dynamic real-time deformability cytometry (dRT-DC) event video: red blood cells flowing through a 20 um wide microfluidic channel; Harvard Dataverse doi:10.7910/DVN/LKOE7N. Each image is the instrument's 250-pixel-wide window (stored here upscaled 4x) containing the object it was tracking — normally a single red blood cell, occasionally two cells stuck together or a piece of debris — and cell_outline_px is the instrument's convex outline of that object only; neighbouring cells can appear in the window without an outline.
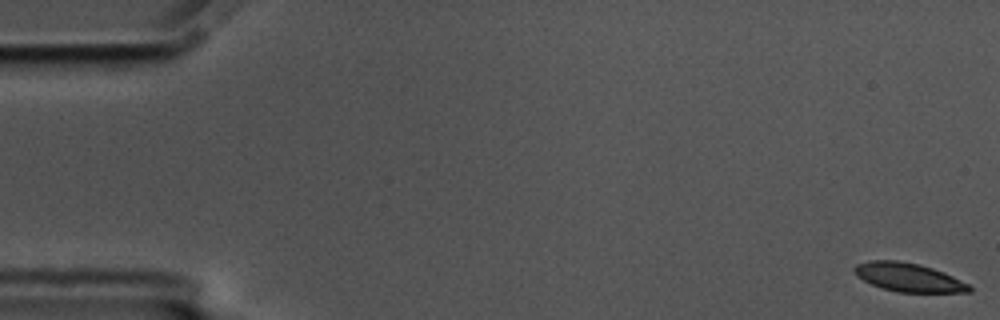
{"species": "common noctule bat (a hibernating species)", "species_latin": "Nyctalus noctula", "temperature_condition": "cold", "stored_images_in_passage": 59, "camera_frame_rate_fps": 3000, "um_per_image_px": 0.085, "animal": {"sex": "male", "body_mass_g": 17.5, "forearm_length_mm": 52.3}, "frame": {"image": 1, "passage_image": 1, "time_ms": 0.0, "image_size_px": [1000, 320], "cell_outline_px": [[972, 292], [900, 292], [884, 288], [872, 284], [856, 276], [852, 272], [852, 268], [856, 264], [868, 260], [900, 260], [920, 264], [944, 272], [968, 284], [972, 288]], "centroid_in_image_um": [77.19, 23.55], "position_along_channel_um": 7.8, "area_um2": 19.19}}
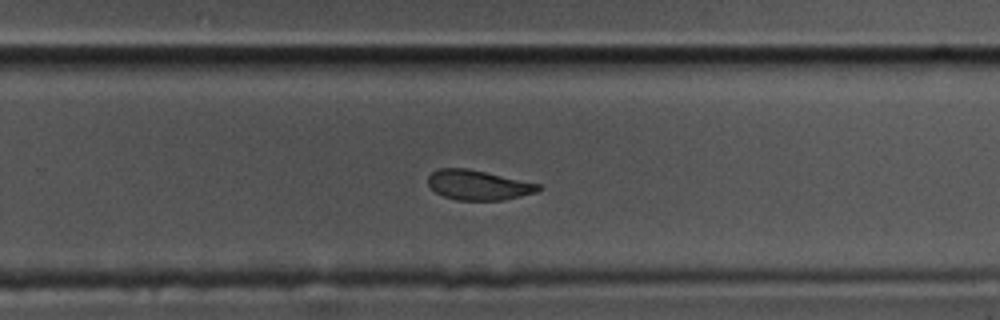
{"frame": {"image": 2, "passage_image": 38, "time_ms": 12.333, "image_size_px": [1000, 320], "cell_outline_px": [[544, 188], [536, 192], [504, 200], [456, 200], [444, 196], [436, 192], [428, 184], [428, 176], [432, 172], [440, 168], [468, 168], [540, 184]], "centroid_in_image_um": [40.66, 15.73], "position_along_channel_um": 289.1, "area_um2": 19.13}}
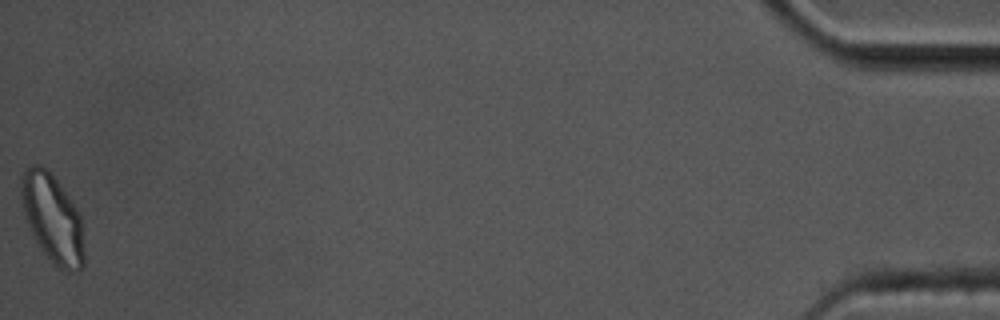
{"frame": {"image": 3, "passage_image": 59, "time_ms": 19.333, "image_size_px": [1000, 320], "cell_outline_px": [[84, 268], [80, 272], [68, 272], [60, 268], [40, 248], [24, 216], [20, 192], [20, 176], [32, 164], [40, 164], [48, 168], [64, 188], [80, 212], [84, 252]], "centroid_in_image_um": [4.48, 18.52], "position_along_channel_um": 430.7, "area_um2": 32.77}, "authors_computed_cell_mechanics": {"area_um2": 20.6346, "velocity_mm_per_s": 3.4276, "shape_relaxation_time_tau1_ms": 6.8389, "shape_relaxation_time_tau2_ms": 3.5425, "deformation_change_tau1": 0.1755, "deformation_change_tau2": 0.0971}}